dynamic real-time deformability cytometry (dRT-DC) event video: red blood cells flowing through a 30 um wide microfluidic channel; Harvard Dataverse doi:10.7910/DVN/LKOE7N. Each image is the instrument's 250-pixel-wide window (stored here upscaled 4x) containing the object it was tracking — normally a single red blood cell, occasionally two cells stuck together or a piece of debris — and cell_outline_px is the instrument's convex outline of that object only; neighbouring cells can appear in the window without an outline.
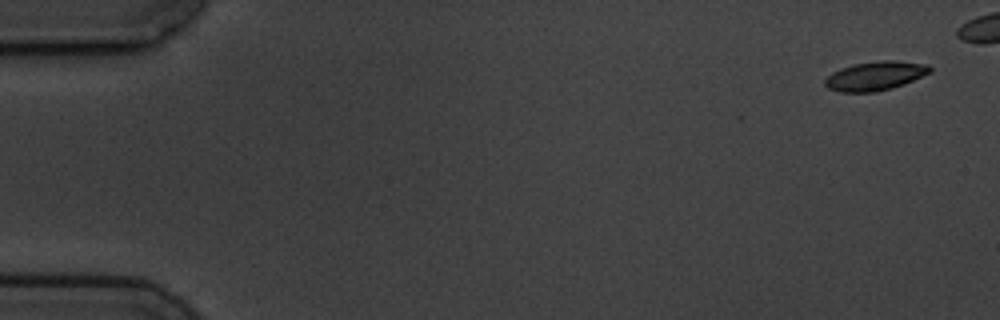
{"species": "common noctule bat (a hibernating species)", "species_latin": "Nyctalus noctula", "temperature_condition": "cold", "stored_images_in_passage": 3, "camera_frame_rate_fps": 3000, "um_per_image_px": 0.085, "animal": {"sex": "male", "body_mass_g": 19.5, "forearm_length_mm": 54.6}, "frame": {"image": 1, "passage_image": 1, "time_ms": 0.0, "image_size_px": [1000, 320], "cell_outline_px": [[932, 72], [904, 84], [892, 88], [876, 92], [840, 92], [828, 88], [824, 84], [824, 80], [832, 72], [840, 68], [856, 64], [880, 60], [892, 60], [928, 64], [932, 68]], "centroid_in_image_um": [74.41, 6.45], "position_along_channel_um": 10.6, "area_um2": 17.8}}